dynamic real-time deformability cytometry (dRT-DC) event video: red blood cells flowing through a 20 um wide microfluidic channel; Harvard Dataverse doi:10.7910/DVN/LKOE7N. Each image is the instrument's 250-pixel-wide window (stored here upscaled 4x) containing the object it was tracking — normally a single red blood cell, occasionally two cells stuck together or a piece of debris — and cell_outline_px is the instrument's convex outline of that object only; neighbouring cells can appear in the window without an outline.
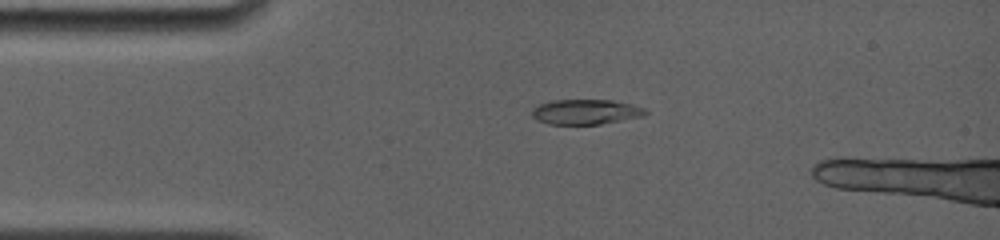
{"species": "common noctule bat (a hibernating species)", "species_latin": "Nyctalus noctula", "temperature_condition": "room temperature", "stored_images_in_passage": 19, "camera_frame_rate_fps": 4000, "um_per_image_px": 0.085, "animal": {"sex": "female", "body_mass_g": 19.0, "forearm_length_mm": 56.7}, "frame": {"image": 1, "passage_image": 1, "time_ms": 0.0, "image_size_px": [1000, 240], "cell_outline_px": [[648, 112], [644, 116], [600, 124], [548, 124], [536, 120], [532, 116], [532, 108], [540, 104], [552, 100], [612, 100], [632, 104], [644, 108]], "centroid_in_image_um": [49.78, 9.51], "position_along_channel_um": 35.2, "area_um2": 16.59}}
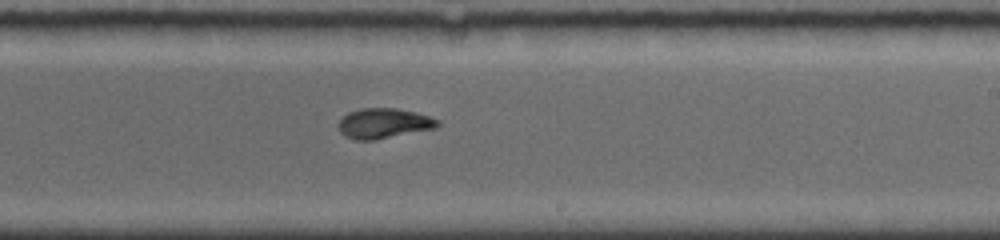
{"frame": {"image": 2, "passage_image": 9, "time_ms": 6.5, "image_size_px": [1000, 240], "cell_outline_px": [[440, 124], [436, 128], [376, 140], [356, 140], [340, 132], [340, 120], [348, 112], [360, 108], [396, 108], [416, 112], [440, 120]], "centroid_in_image_um": [32.66, 10.48], "position_along_channel_um": 256.3, "area_um2": 17.34}}
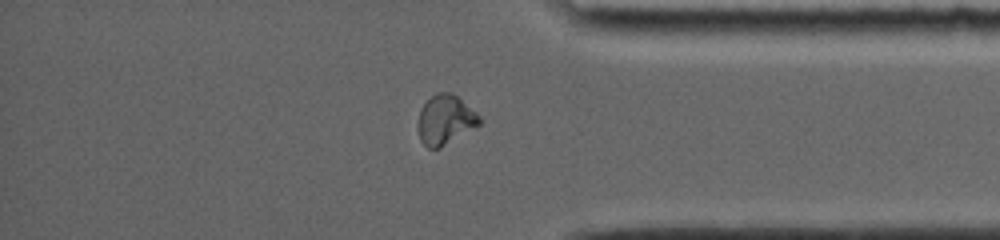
{"frame": {"image": 3, "passage_image": 16, "time_ms": 10.25, "image_size_px": [1000, 240], "cell_outline_px": [[480, 124], [440, 148], [428, 148], [420, 140], [416, 124], [420, 108], [436, 92], [452, 92], [476, 112], [480, 116]], "centroid_in_image_um": [37.81, 10.18], "position_along_channel_um": 397.4, "area_um2": 17.74}}